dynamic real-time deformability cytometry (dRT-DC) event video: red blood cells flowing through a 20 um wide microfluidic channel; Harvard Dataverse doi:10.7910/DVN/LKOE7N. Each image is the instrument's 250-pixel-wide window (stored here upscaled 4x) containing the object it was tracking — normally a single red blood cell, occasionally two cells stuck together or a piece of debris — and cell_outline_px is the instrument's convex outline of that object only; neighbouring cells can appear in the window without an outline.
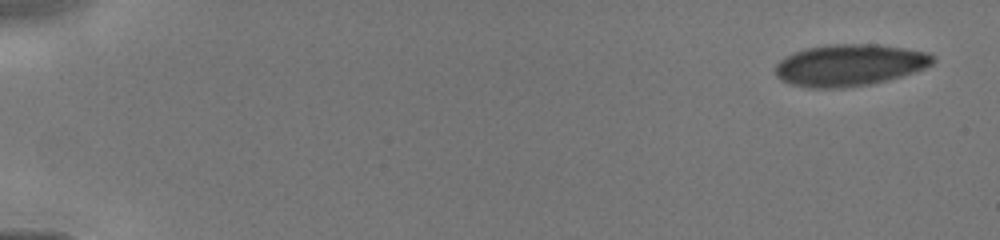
{"species": "human", "species_latin": "Homo sapiens", "temperature_condition": "cold", "stored_images_in_passage": 6, "segment_of_instrument_passage": [1, 2], "camera_frame_rate_fps": 3000, "um_per_image_px": 0.085, "donor": {"sex": "male"}, "frame": {"image": 1, "passage_image": 1, "time_ms": 0.0, "image_size_px": [1000, 240], "cell_outline_px": [[936, 60], [932, 64], [916, 72], [888, 80], [872, 84], [840, 88], [808, 88], [792, 84], [780, 80], [776, 76], [776, 64], [784, 56], [792, 52], [804, 48], [832, 44], [880, 44], [904, 48], [924, 52], [932, 56]], "centroid_in_image_um": [72.19, 5.53], "position_along_channel_um": 12.8, "area_um2": 38.55}}
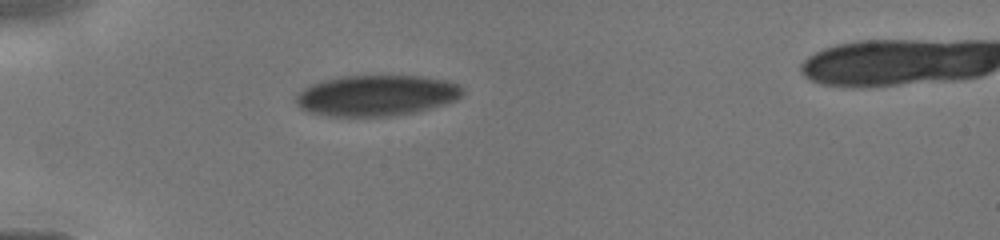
{"frame": {"image": 2, "passage_image": 5, "time_ms": 4.0, "image_size_px": [1000, 240], "cell_outline_px": [[464, 92], [456, 100], [444, 104], [412, 112], [388, 116], [328, 116], [308, 112], [300, 108], [296, 104], [296, 96], [304, 88], [312, 84], [324, 80], [340, 76], [424, 76], [448, 80], [460, 84], [464, 88]], "centroid_in_image_um": [32.01, 8.1], "position_along_channel_um": 53.0, "area_um2": 39.65}}